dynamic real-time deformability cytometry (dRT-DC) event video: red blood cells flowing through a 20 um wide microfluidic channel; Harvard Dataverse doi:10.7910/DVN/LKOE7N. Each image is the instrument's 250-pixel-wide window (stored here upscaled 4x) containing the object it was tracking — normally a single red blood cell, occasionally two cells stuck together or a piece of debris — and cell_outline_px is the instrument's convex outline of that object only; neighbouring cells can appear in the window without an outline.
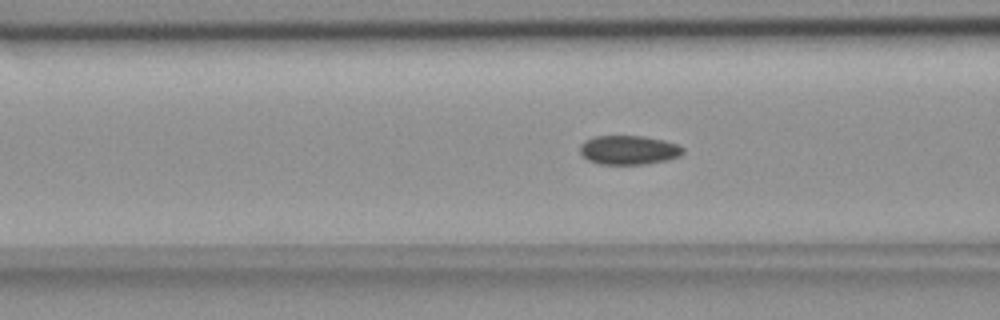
{"species": "common noctule bat (a hibernating species)", "species_latin": "Nyctalus noctula", "temperature_condition": "room temperature", "stored_images_in_passage": 46, "camera_frame_rate_fps": 3000, "um_per_image_px": 0.085, "animal": {"sex": "female", "body_mass_g": 18.4}, "frame": {"image": 1, "passage_image": 12, "time_ms": 3.667, "image_size_px": [1000, 320], "cell_outline_px": [[684, 152], [680, 156], [668, 160], [644, 164], [600, 164], [588, 160], [580, 152], [580, 144], [584, 140], [592, 136], [644, 136], [664, 140], [676, 144], [684, 148]], "centroid_in_image_um": [53.44, 12.74], "position_along_channel_um": 113.2, "area_um2": 17.57}}
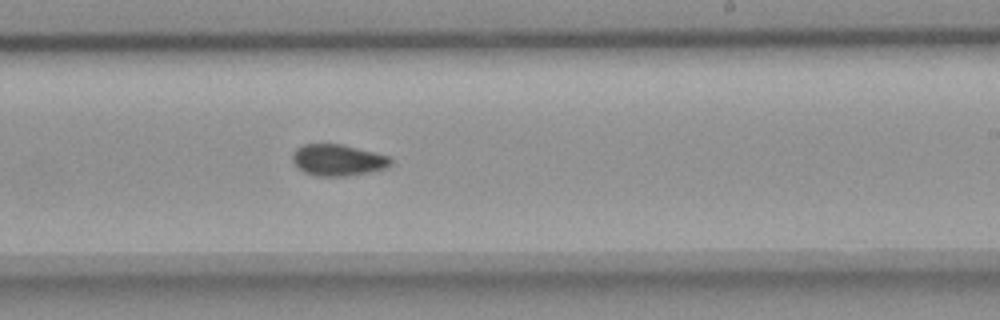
{"frame": {"image": 2, "passage_image": 24, "time_ms": 7.667, "image_size_px": [1000, 320], "cell_outline_px": [[392, 164], [384, 168], [368, 172], [344, 176], [316, 176], [304, 172], [292, 160], [292, 152], [296, 148], [304, 144], [340, 144], [388, 156], [392, 160]], "centroid_in_image_um": [28.68, 13.6], "position_along_channel_um": 260.3, "area_um2": 17.69}}
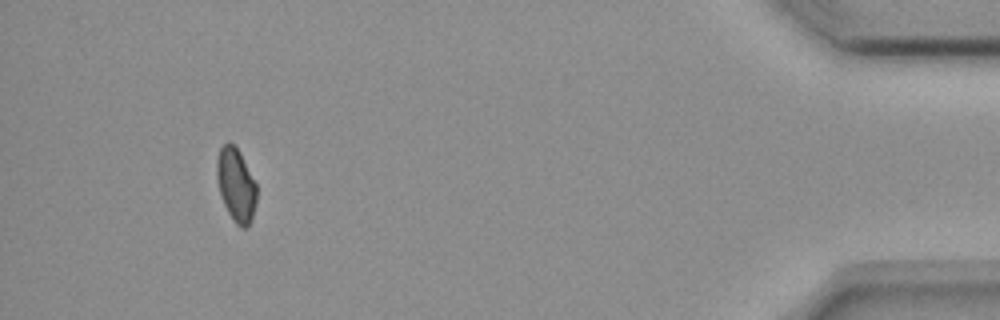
{"frame": {"image": 3, "passage_image": 42, "time_ms": 13.667, "image_size_px": [1000, 320], "cell_outline_px": [[256, 200], [252, 216], [248, 224], [244, 228], [240, 228], [236, 224], [228, 212], [224, 204], [220, 192], [216, 176], [216, 160], [220, 148], [228, 140], [240, 152], [256, 184]], "centroid_in_image_um": [20.04, 15.69], "position_along_channel_um": 415.2, "area_um2": 16.82}, "authors_computed_cell_mechanics": {"area_um2": 17.6001, "velocity_mm_per_s": 3.6979, "shape_relaxation_time_tau1_ms": null, "shape_relaxation_time_tau2_ms": 5.7073, "deformation_change_tau1": null, "deformation_change_tau2": 0.0736}}